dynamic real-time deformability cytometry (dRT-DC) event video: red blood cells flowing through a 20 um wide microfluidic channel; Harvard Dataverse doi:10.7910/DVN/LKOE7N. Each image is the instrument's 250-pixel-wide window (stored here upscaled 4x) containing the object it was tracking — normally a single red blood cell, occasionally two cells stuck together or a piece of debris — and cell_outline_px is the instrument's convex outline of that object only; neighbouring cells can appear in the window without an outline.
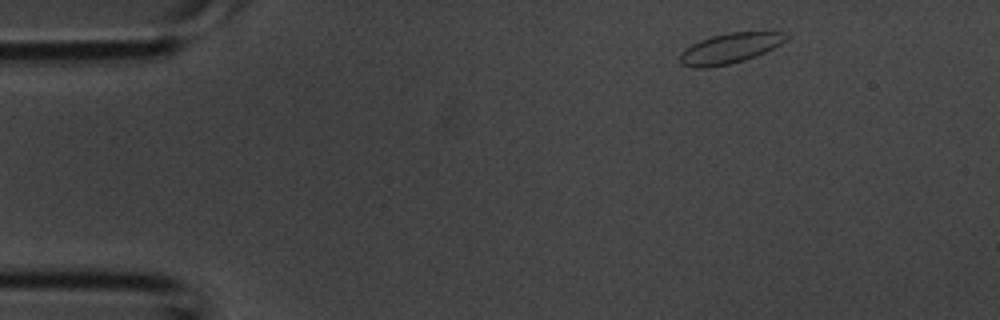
{"species": "common noctule bat (a hibernating species)", "species_latin": "Nyctalus noctula", "temperature_condition": "room temperature", "stored_images_in_passage": 2, "camera_frame_rate_fps": 3000, "um_per_image_px": 0.085, "animal": {"sex": "male", "body_mass_g": 20.1, "forearm_length_mm": 53.5}, "frame": {"image": 1, "passage_image": 1, "time_ms": 0.0, "image_size_px": [1000, 320], "cell_outline_px": [[788, 36], [780, 44], [756, 56], [744, 60], [728, 64], [708, 68], [692, 68], [680, 64], [680, 52], [692, 44], [700, 40], [712, 36], [728, 32], [784, 32]], "centroid_in_image_um": [61.98, 4.12], "position_along_channel_um": 23.0, "area_um2": 18.55}}
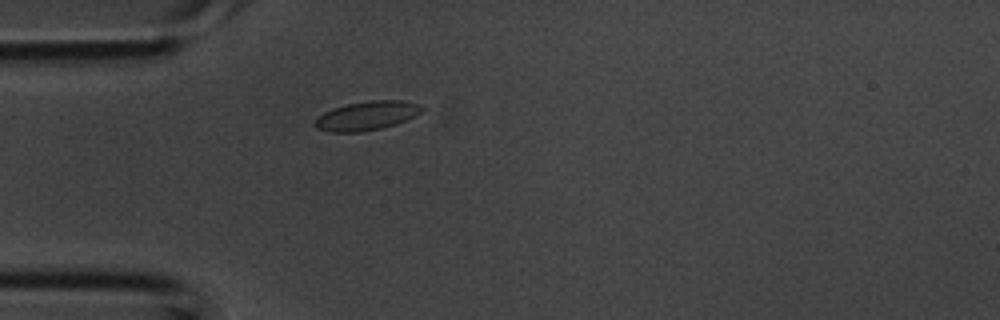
{"frame": {"image": 2, "passage_image": 2, "time_ms": 0.333, "image_size_px": [1000, 320], "cell_outline_px": [[428, 108], [396, 124], [380, 128], [360, 132], [328, 132], [316, 128], [312, 124], [316, 116], [332, 108], [348, 104], [368, 100], [404, 100], [420, 104]], "centroid_in_image_um": [31.14, 9.83], "position_along_channel_um": 53.9, "area_um2": 18.26}}